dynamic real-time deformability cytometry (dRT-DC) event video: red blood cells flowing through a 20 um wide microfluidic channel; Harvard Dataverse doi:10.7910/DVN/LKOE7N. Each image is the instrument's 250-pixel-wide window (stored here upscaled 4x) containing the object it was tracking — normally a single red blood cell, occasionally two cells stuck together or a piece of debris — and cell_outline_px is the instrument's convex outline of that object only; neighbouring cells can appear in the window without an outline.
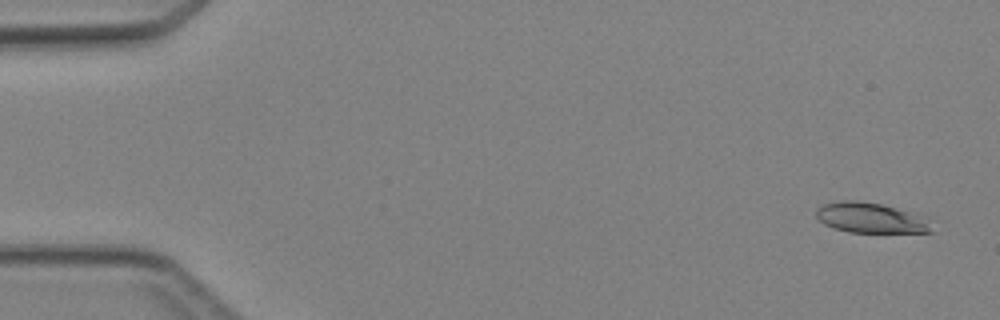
{"species": "Egyptian fruit bat (a non-hibernating species)", "species_latin": "Rousettus aegyptiacus", "temperature_condition": "cold", "stored_images_in_passage": 5, "camera_frame_rate_fps": 3000, "um_per_image_px": 0.085, "animal": {"sex": "female"}, "frame": {"image": 1, "passage_image": 1, "time_ms": 0.0, "image_size_px": [1000, 320], "cell_outline_px": [[936, 232], [848, 232], [832, 228], [824, 224], [816, 216], [816, 208], [824, 204], [840, 200], [856, 200], [880, 204], [932, 216]], "centroid_in_image_um": [74.15, 18.52], "position_along_channel_um": 10.8, "area_um2": 21.1}}
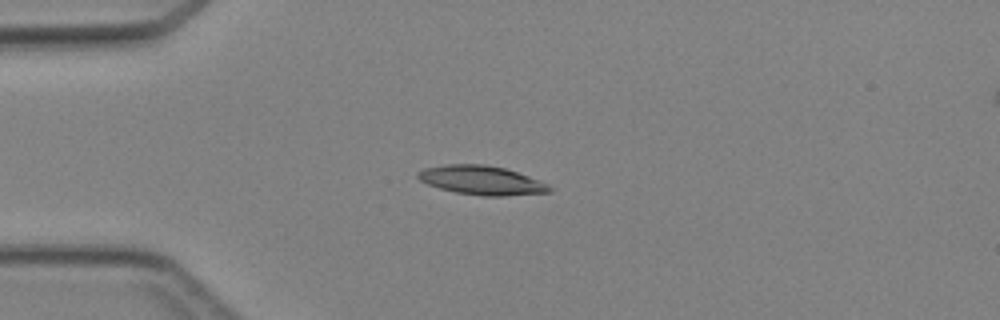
{"frame": {"image": 2, "passage_image": 4, "time_ms": 3.333, "image_size_px": [1000, 320], "cell_outline_px": [[556, 188], [552, 192], [504, 196], [484, 196], [456, 192], [440, 188], [428, 184], [420, 180], [416, 176], [416, 172], [424, 168], [444, 164], [484, 164], [504, 168], [540, 180]], "centroid_in_image_um": [40.96, 15.32], "position_along_channel_um": 44.0, "area_um2": 22.37}}